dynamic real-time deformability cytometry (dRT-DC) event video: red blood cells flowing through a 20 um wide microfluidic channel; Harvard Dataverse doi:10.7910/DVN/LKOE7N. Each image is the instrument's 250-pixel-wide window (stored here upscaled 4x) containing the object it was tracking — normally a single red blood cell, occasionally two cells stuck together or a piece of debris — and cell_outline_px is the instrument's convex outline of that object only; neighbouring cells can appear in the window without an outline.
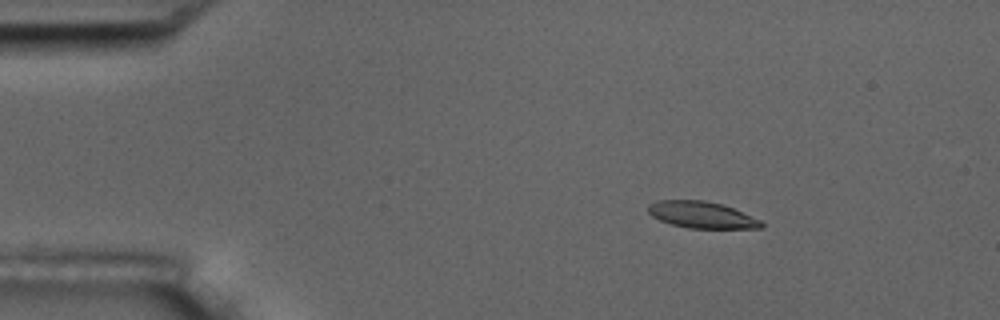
{"species": "common noctule bat (a hibernating species)", "species_latin": "Nyctalus noctula", "temperature_condition": "room temperature", "stored_images_in_passage": 5, "camera_frame_rate_fps": 3000, "um_per_image_px": 0.085, "animal": {"sex": "male", "body_mass_g": 17.5, "forearm_length_mm": 52.3}, "frame": {"image": 1, "passage_image": 2, "time_ms": 0.333, "image_size_px": [1000, 320], "cell_outline_px": [[764, 224], [760, 228], [688, 228], [672, 224], [660, 220], [652, 216], [648, 212], [648, 204], [656, 200], [704, 200], [724, 204], [760, 220]], "centroid_in_image_um": [59.62, 18.25], "position_along_channel_um": 25.4, "area_um2": 17.51}}
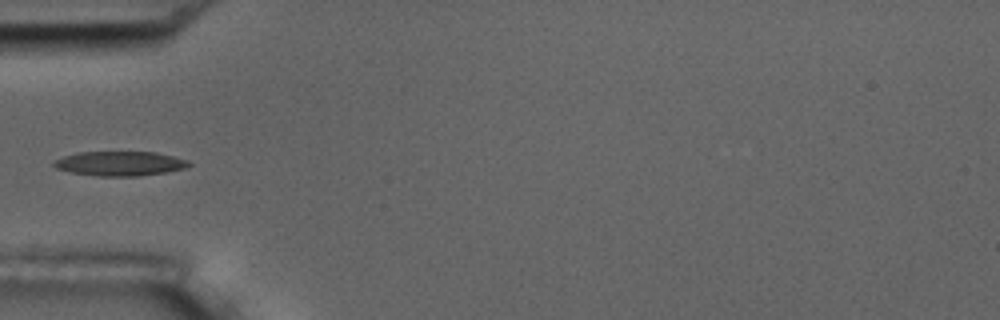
{"frame": {"image": 2, "passage_image": 5, "time_ms": 1.333, "image_size_px": [1000, 320], "cell_outline_px": [[192, 164], [188, 168], [140, 176], [100, 176], [72, 172], [56, 168], [52, 164], [52, 160], [76, 152], [156, 152], [188, 160]], "centroid_in_image_um": [10.19, 13.89], "position_along_channel_um": 74.8, "area_um2": 19.31}}